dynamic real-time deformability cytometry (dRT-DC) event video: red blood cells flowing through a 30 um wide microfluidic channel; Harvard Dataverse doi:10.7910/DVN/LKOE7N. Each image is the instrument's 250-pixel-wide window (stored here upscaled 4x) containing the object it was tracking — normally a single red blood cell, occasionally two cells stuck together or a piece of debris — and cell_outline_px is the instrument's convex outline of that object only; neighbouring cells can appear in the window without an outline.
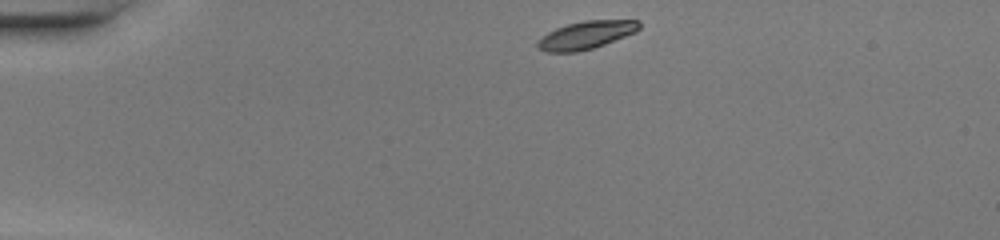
{"species": "common noctule bat (a hibernating species)", "species_latin": "Nyctalus noctula", "temperature_condition": "warm", "stored_images_in_passage": 39, "camera_frame_rate_fps": 3000, "um_per_image_px": 0.085, "animal": {"sex": "female", "body_mass_g": 20.0, "forearm_length_mm": 54.0}, "frame": {"image": 1, "passage_image": 1, "time_ms": 0.0, "image_size_px": [1000, 240], "cell_outline_px": [[640, 28], [636, 32], [604, 44], [592, 48], [576, 52], [544, 52], [536, 48], [536, 44], [548, 32], [556, 28], [568, 24], [584, 20], [640, 20]], "centroid_in_image_um": [49.82, 2.98], "position_along_channel_um": 35.2, "area_um2": 16.42}}
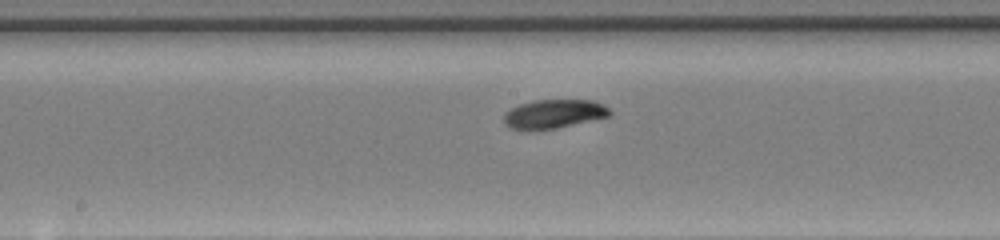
{"frame": {"image": 2, "passage_image": 17, "time_ms": 5.333, "image_size_px": [1000, 240], "cell_outline_px": [[612, 112], [608, 116], [556, 128], [512, 128], [504, 124], [504, 112], [520, 104], [532, 100], [592, 100], [604, 104]], "centroid_in_image_um": [47.09, 9.65], "position_along_channel_um": 201.1, "area_um2": 17.34}}
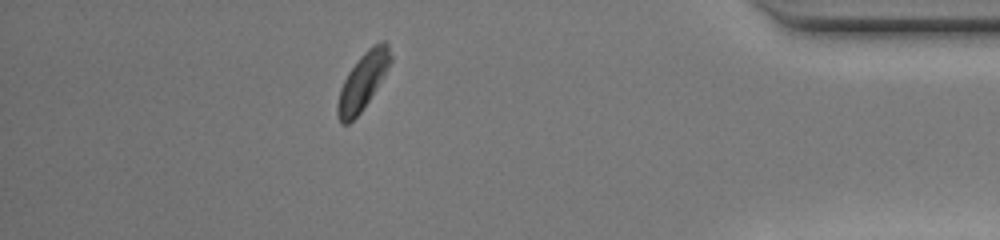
{"frame": {"image": 3, "passage_image": 34, "time_ms": 11.0, "image_size_px": [1000, 240], "cell_outline_px": [[392, 60], [384, 76], [360, 112], [348, 124], [340, 124], [336, 116], [336, 104], [340, 88], [348, 72], [360, 56], [372, 44], [380, 40], [384, 40], [388, 44], [392, 56]], "centroid_in_image_um": [30.82, 6.89], "position_along_channel_um": 404.4, "area_um2": 17.57}, "authors_computed_cell_mechanics": {"area_um2": 17.4556, "velocity_mm_per_s": 4.243, "shape_relaxation_time_tau1_ms": 1.8477, "shape_relaxation_time_tau2_ms": null, "deformation_change_tau1": 0.0978, "deformation_change_tau2": null}}